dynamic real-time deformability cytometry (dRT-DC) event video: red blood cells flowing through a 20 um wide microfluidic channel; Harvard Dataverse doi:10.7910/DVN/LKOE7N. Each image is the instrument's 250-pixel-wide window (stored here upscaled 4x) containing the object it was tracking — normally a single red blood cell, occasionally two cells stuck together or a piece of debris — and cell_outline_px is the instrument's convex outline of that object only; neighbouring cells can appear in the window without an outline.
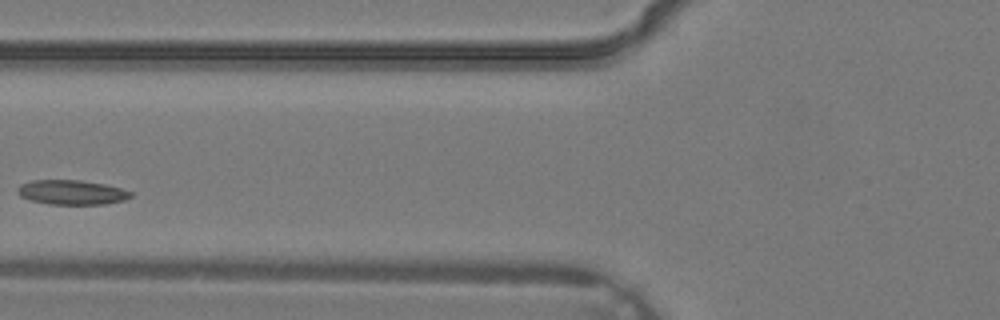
{"species": "common noctule bat (a hibernating species)", "species_latin": "Nyctalus noctula", "temperature_condition": "warm", "stored_images_in_passage": 2, "camera_frame_rate_fps": 3000, "um_per_image_px": 0.085, "animal": {"sex": "male", "body_mass_g": 19.2, "forearm_length_mm": 51.8}, "frame": {"image": 1, "passage_image": 2, "time_ms": 0.333, "image_size_px": [1000, 320], "cell_outline_px": [[132, 196], [124, 200], [104, 204], [48, 204], [32, 200], [20, 196], [16, 192], [16, 188], [20, 184], [32, 180], [80, 180], [104, 184], [120, 188], [132, 192]], "centroid_in_image_um": [6.06, 16.34], "position_along_channel_um": 119.7, "area_um2": 16.18}}